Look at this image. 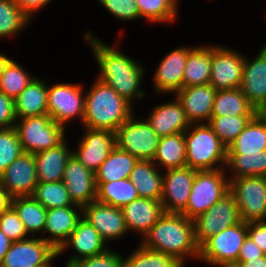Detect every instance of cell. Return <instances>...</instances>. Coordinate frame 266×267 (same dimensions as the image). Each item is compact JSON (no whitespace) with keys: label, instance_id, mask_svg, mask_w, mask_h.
Returning a JSON list of instances; mask_svg holds the SVG:
<instances>
[{"label":"cell","instance_id":"2","mask_svg":"<svg viewBox=\"0 0 266 267\" xmlns=\"http://www.w3.org/2000/svg\"><path fill=\"white\" fill-rule=\"evenodd\" d=\"M138 243L146 249L171 255L182 265L196 264L199 258L193 220L183 214L164 213Z\"/></svg>","mask_w":266,"mask_h":267},{"label":"cell","instance_id":"52","mask_svg":"<svg viewBox=\"0 0 266 267\" xmlns=\"http://www.w3.org/2000/svg\"><path fill=\"white\" fill-rule=\"evenodd\" d=\"M12 241L0 230V264L4 255L8 252Z\"/></svg>","mask_w":266,"mask_h":267},{"label":"cell","instance_id":"38","mask_svg":"<svg viewBox=\"0 0 266 267\" xmlns=\"http://www.w3.org/2000/svg\"><path fill=\"white\" fill-rule=\"evenodd\" d=\"M96 200L114 207L122 208L139 198L136 187L129 178L112 182H96Z\"/></svg>","mask_w":266,"mask_h":267},{"label":"cell","instance_id":"15","mask_svg":"<svg viewBox=\"0 0 266 267\" xmlns=\"http://www.w3.org/2000/svg\"><path fill=\"white\" fill-rule=\"evenodd\" d=\"M82 135L72 148V154L87 169L95 173L116 147L115 132L82 127ZM75 149V150H74Z\"/></svg>","mask_w":266,"mask_h":267},{"label":"cell","instance_id":"37","mask_svg":"<svg viewBox=\"0 0 266 267\" xmlns=\"http://www.w3.org/2000/svg\"><path fill=\"white\" fill-rule=\"evenodd\" d=\"M33 23L13 0H0V42L14 40Z\"/></svg>","mask_w":266,"mask_h":267},{"label":"cell","instance_id":"10","mask_svg":"<svg viewBox=\"0 0 266 267\" xmlns=\"http://www.w3.org/2000/svg\"><path fill=\"white\" fill-rule=\"evenodd\" d=\"M246 237L247 223L244 221L211 236L199 247L198 265L203 263L202 266L204 267L236 262Z\"/></svg>","mask_w":266,"mask_h":267},{"label":"cell","instance_id":"39","mask_svg":"<svg viewBox=\"0 0 266 267\" xmlns=\"http://www.w3.org/2000/svg\"><path fill=\"white\" fill-rule=\"evenodd\" d=\"M123 255V267H181L182 264L166 253L146 249L139 243Z\"/></svg>","mask_w":266,"mask_h":267},{"label":"cell","instance_id":"57","mask_svg":"<svg viewBox=\"0 0 266 267\" xmlns=\"http://www.w3.org/2000/svg\"><path fill=\"white\" fill-rule=\"evenodd\" d=\"M56 259H59L58 255H56L47 265L42 266V267H55V261Z\"/></svg>","mask_w":266,"mask_h":267},{"label":"cell","instance_id":"56","mask_svg":"<svg viewBox=\"0 0 266 267\" xmlns=\"http://www.w3.org/2000/svg\"><path fill=\"white\" fill-rule=\"evenodd\" d=\"M208 267H241L240 263L237 262H229V263H220L213 266Z\"/></svg>","mask_w":266,"mask_h":267},{"label":"cell","instance_id":"46","mask_svg":"<svg viewBox=\"0 0 266 267\" xmlns=\"http://www.w3.org/2000/svg\"><path fill=\"white\" fill-rule=\"evenodd\" d=\"M123 251L112 247L105 252L80 259L72 264L73 267H123Z\"/></svg>","mask_w":266,"mask_h":267},{"label":"cell","instance_id":"36","mask_svg":"<svg viewBox=\"0 0 266 267\" xmlns=\"http://www.w3.org/2000/svg\"><path fill=\"white\" fill-rule=\"evenodd\" d=\"M225 170L229 181L243 176L266 177V150L257 154H227Z\"/></svg>","mask_w":266,"mask_h":267},{"label":"cell","instance_id":"4","mask_svg":"<svg viewBox=\"0 0 266 267\" xmlns=\"http://www.w3.org/2000/svg\"><path fill=\"white\" fill-rule=\"evenodd\" d=\"M186 166L196 170L225 168L227 147L208 123H192L184 132Z\"/></svg>","mask_w":266,"mask_h":267},{"label":"cell","instance_id":"44","mask_svg":"<svg viewBox=\"0 0 266 267\" xmlns=\"http://www.w3.org/2000/svg\"><path fill=\"white\" fill-rule=\"evenodd\" d=\"M100 3V8L107 11L113 19L121 23L143 21L135 0H96Z\"/></svg>","mask_w":266,"mask_h":267},{"label":"cell","instance_id":"55","mask_svg":"<svg viewBox=\"0 0 266 267\" xmlns=\"http://www.w3.org/2000/svg\"><path fill=\"white\" fill-rule=\"evenodd\" d=\"M256 115L266 122V99L265 101L256 109Z\"/></svg>","mask_w":266,"mask_h":267},{"label":"cell","instance_id":"50","mask_svg":"<svg viewBox=\"0 0 266 267\" xmlns=\"http://www.w3.org/2000/svg\"><path fill=\"white\" fill-rule=\"evenodd\" d=\"M264 255L265 253L260 249V247L257 246L252 241V239L247 235V237L244 240V243L240 248L238 259L236 262H245L250 259L260 258Z\"/></svg>","mask_w":266,"mask_h":267},{"label":"cell","instance_id":"18","mask_svg":"<svg viewBox=\"0 0 266 267\" xmlns=\"http://www.w3.org/2000/svg\"><path fill=\"white\" fill-rule=\"evenodd\" d=\"M109 248L98 231L82 218L67 241L57 251V255L61 257L67 251H71L64 264L72 265L80 259L101 254Z\"/></svg>","mask_w":266,"mask_h":267},{"label":"cell","instance_id":"9","mask_svg":"<svg viewBox=\"0 0 266 267\" xmlns=\"http://www.w3.org/2000/svg\"><path fill=\"white\" fill-rule=\"evenodd\" d=\"M241 221H266V177L243 176L229 181Z\"/></svg>","mask_w":266,"mask_h":267},{"label":"cell","instance_id":"41","mask_svg":"<svg viewBox=\"0 0 266 267\" xmlns=\"http://www.w3.org/2000/svg\"><path fill=\"white\" fill-rule=\"evenodd\" d=\"M32 197L47 210L76 205L63 181L38 182Z\"/></svg>","mask_w":266,"mask_h":267},{"label":"cell","instance_id":"23","mask_svg":"<svg viewBox=\"0 0 266 267\" xmlns=\"http://www.w3.org/2000/svg\"><path fill=\"white\" fill-rule=\"evenodd\" d=\"M254 57L246 56L241 91L257 109L266 99V42Z\"/></svg>","mask_w":266,"mask_h":267},{"label":"cell","instance_id":"51","mask_svg":"<svg viewBox=\"0 0 266 267\" xmlns=\"http://www.w3.org/2000/svg\"><path fill=\"white\" fill-rule=\"evenodd\" d=\"M12 206V197L0 183V215Z\"/></svg>","mask_w":266,"mask_h":267},{"label":"cell","instance_id":"19","mask_svg":"<svg viewBox=\"0 0 266 267\" xmlns=\"http://www.w3.org/2000/svg\"><path fill=\"white\" fill-rule=\"evenodd\" d=\"M0 183L12 198L32 196L38 184L34 154L23 152L0 175Z\"/></svg>","mask_w":266,"mask_h":267},{"label":"cell","instance_id":"5","mask_svg":"<svg viewBox=\"0 0 266 267\" xmlns=\"http://www.w3.org/2000/svg\"><path fill=\"white\" fill-rule=\"evenodd\" d=\"M47 79L48 115L66 130L72 122L82 125L85 108L84 83L58 81L54 84Z\"/></svg>","mask_w":266,"mask_h":267},{"label":"cell","instance_id":"16","mask_svg":"<svg viewBox=\"0 0 266 267\" xmlns=\"http://www.w3.org/2000/svg\"><path fill=\"white\" fill-rule=\"evenodd\" d=\"M196 172L187 166L163 171L161 204L165 213L181 214L186 209Z\"/></svg>","mask_w":266,"mask_h":267},{"label":"cell","instance_id":"28","mask_svg":"<svg viewBox=\"0 0 266 267\" xmlns=\"http://www.w3.org/2000/svg\"><path fill=\"white\" fill-rule=\"evenodd\" d=\"M212 44H197L188 53L184 67L183 87L210 83Z\"/></svg>","mask_w":266,"mask_h":267},{"label":"cell","instance_id":"12","mask_svg":"<svg viewBox=\"0 0 266 267\" xmlns=\"http://www.w3.org/2000/svg\"><path fill=\"white\" fill-rule=\"evenodd\" d=\"M212 43L210 85L216 90L237 89L242 83L245 55L243 51Z\"/></svg>","mask_w":266,"mask_h":267},{"label":"cell","instance_id":"14","mask_svg":"<svg viewBox=\"0 0 266 267\" xmlns=\"http://www.w3.org/2000/svg\"><path fill=\"white\" fill-rule=\"evenodd\" d=\"M82 218L98 231L109 247L114 242L117 246L129 234L121 208L95 200L82 207Z\"/></svg>","mask_w":266,"mask_h":267},{"label":"cell","instance_id":"8","mask_svg":"<svg viewBox=\"0 0 266 267\" xmlns=\"http://www.w3.org/2000/svg\"><path fill=\"white\" fill-rule=\"evenodd\" d=\"M135 112L115 131L116 147L138 160L154 159L160 137L147 120ZM139 115V116H137Z\"/></svg>","mask_w":266,"mask_h":267},{"label":"cell","instance_id":"49","mask_svg":"<svg viewBox=\"0 0 266 267\" xmlns=\"http://www.w3.org/2000/svg\"><path fill=\"white\" fill-rule=\"evenodd\" d=\"M247 235L266 254V221L248 222Z\"/></svg>","mask_w":266,"mask_h":267},{"label":"cell","instance_id":"48","mask_svg":"<svg viewBox=\"0 0 266 267\" xmlns=\"http://www.w3.org/2000/svg\"><path fill=\"white\" fill-rule=\"evenodd\" d=\"M18 8L32 21L36 18L38 13L52 4L53 0H13ZM49 4V5H48Z\"/></svg>","mask_w":266,"mask_h":267},{"label":"cell","instance_id":"22","mask_svg":"<svg viewBox=\"0 0 266 267\" xmlns=\"http://www.w3.org/2000/svg\"><path fill=\"white\" fill-rule=\"evenodd\" d=\"M81 219L82 207L79 205L47 210L46 223L41 238L58 251Z\"/></svg>","mask_w":266,"mask_h":267},{"label":"cell","instance_id":"31","mask_svg":"<svg viewBox=\"0 0 266 267\" xmlns=\"http://www.w3.org/2000/svg\"><path fill=\"white\" fill-rule=\"evenodd\" d=\"M152 161L161 171L186 167L184 132L160 137Z\"/></svg>","mask_w":266,"mask_h":267},{"label":"cell","instance_id":"40","mask_svg":"<svg viewBox=\"0 0 266 267\" xmlns=\"http://www.w3.org/2000/svg\"><path fill=\"white\" fill-rule=\"evenodd\" d=\"M17 59L12 58L0 77V91L15 99L35 77Z\"/></svg>","mask_w":266,"mask_h":267},{"label":"cell","instance_id":"53","mask_svg":"<svg viewBox=\"0 0 266 267\" xmlns=\"http://www.w3.org/2000/svg\"><path fill=\"white\" fill-rule=\"evenodd\" d=\"M240 263L241 267H266V254L260 258L250 259Z\"/></svg>","mask_w":266,"mask_h":267},{"label":"cell","instance_id":"30","mask_svg":"<svg viewBox=\"0 0 266 267\" xmlns=\"http://www.w3.org/2000/svg\"><path fill=\"white\" fill-rule=\"evenodd\" d=\"M266 150V122L255 115L227 148V154H257Z\"/></svg>","mask_w":266,"mask_h":267},{"label":"cell","instance_id":"7","mask_svg":"<svg viewBox=\"0 0 266 267\" xmlns=\"http://www.w3.org/2000/svg\"><path fill=\"white\" fill-rule=\"evenodd\" d=\"M228 193L229 178L225 168L197 170L187 207L181 214L193 220L201 213L209 210Z\"/></svg>","mask_w":266,"mask_h":267},{"label":"cell","instance_id":"43","mask_svg":"<svg viewBox=\"0 0 266 267\" xmlns=\"http://www.w3.org/2000/svg\"><path fill=\"white\" fill-rule=\"evenodd\" d=\"M23 153L16 129H0V175Z\"/></svg>","mask_w":266,"mask_h":267},{"label":"cell","instance_id":"21","mask_svg":"<svg viewBox=\"0 0 266 267\" xmlns=\"http://www.w3.org/2000/svg\"><path fill=\"white\" fill-rule=\"evenodd\" d=\"M62 181L74 204L83 207L96 200L95 173L80 163L73 154L66 163Z\"/></svg>","mask_w":266,"mask_h":267},{"label":"cell","instance_id":"42","mask_svg":"<svg viewBox=\"0 0 266 267\" xmlns=\"http://www.w3.org/2000/svg\"><path fill=\"white\" fill-rule=\"evenodd\" d=\"M254 116L255 115L211 116L208 124L221 142L228 148Z\"/></svg>","mask_w":266,"mask_h":267},{"label":"cell","instance_id":"25","mask_svg":"<svg viewBox=\"0 0 266 267\" xmlns=\"http://www.w3.org/2000/svg\"><path fill=\"white\" fill-rule=\"evenodd\" d=\"M217 90L210 84L183 87L175 96L181 102L188 120L192 123H208L213 111Z\"/></svg>","mask_w":266,"mask_h":267},{"label":"cell","instance_id":"26","mask_svg":"<svg viewBox=\"0 0 266 267\" xmlns=\"http://www.w3.org/2000/svg\"><path fill=\"white\" fill-rule=\"evenodd\" d=\"M68 140L67 136L56 147L34 154L38 182L62 181L66 163L73 150Z\"/></svg>","mask_w":266,"mask_h":267},{"label":"cell","instance_id":"13","mask_svg":"<svg viewBox=\"0 0 266 267\" xmlns=\"http://www.w3.org/2000/svg\"><path fill=\"white\" fill-rule=\"evenodd\" d=\"M241 222L234 196L229 192L209 210L193 219L194 236L200 247L211 236Z\"/></svg>","mask_w":266,"mask_h":267},{"label":"cell","instance_id":"20","mask_svg":"<svg viewBox=\"0 0 266 267\" xmlns=\"http://www.w3.org/2000/svg\"><path fill=\"white\" fill-rule=\"evenodd\" d=\"M172 96V100L157 103L142 115L159 137L185 132L191 126L181 102Z\"/></svg>","mask_w":266,"mask_h":267},{"label":"cell","instance_id":"6","mask_svg":"<svg viewBox=\"0 0 266 267\" xmlns=\"http://www.w3.org/2000/svg\"><path fill=\"white\" fill-rule=\"evenodd\" d=\"M14 128L23 152L32 154L56 147L69 136L48 114L17 119Z\"/></svg>","mask_w":266,"mask_h":267},{"label":"cell","instance_id":"11","mask_svg":"<svg viewBox=\"0 0 266 267\" xmlns=\"http://www.w3.org/2000/svg\"><path fill=\"white\" fill-rule=\"evenodd\" d=\"M195 46L179 44L162 56L152 78L154 98L175 95L183 88L184 67L189 51ZM156 96V97H155Z\"/></svg>","mask_w":266,"mask_h":267},{"label":"cell","instance_id":"1","mask_svg":"<svg viewBox=\"0 0 266 267\" xmlns=\"http://www.w3.org/2000/svg\"><path fill=\"white\" fill-rule=\"evenodd\" d=\"M86 29L83 30L81 38L86 42V46H89L91 56L97 64L98 72L95 73L97 74L95 78L112 87L136 108L137 103L146 99L148 95L146 89L143 88L146 86L143 83H146L144 80H146L148 67L142 61L126 55L124 50H121L122 42L120 41L126 30L124 28L118 30V39L116 38L111 45L103 41L104 39H100L91 29Z\"/></svg>","mask_w":266,"mask_h":267},{"label":"cell","instance_id":"58","mask_svg":"<svg viewBox=\"0 0 266 267\" xmlns=\"http://www.w3.org/2000/svg\"><path fill=\"white\" fill-rule=\"evenodd\" d=\"M63 267H73L72 265H63Z\"/></svg>","mask_w":266,"mask_h":267},{"label":"cell","instance_id":"35","mask_svg":"<svg viewBox=\"0 0 266 267\" xmlns=\"http://www.w3.org/2000/svg\"><path fill=\"white\" fill-rule=\"evenodd\" d=\"M225 115H256V109L240 88L217 90L211 116Z\"/></svg>","mask_w":266,"mask_h":267},{"label":"cell","instance_id":"32","mask_svg":"<svg viewBox=\"0 0 266 267\" xmlns=\"http://www.w3.org/2000/svg\"><path fill=\"white\" fill-rule=\"evenodd\" d=\"M140 17L148 24L174 25L179 20L180 0H135ZM174 23V24H173Z\"/></svg>","mask_w":266,"mask_h":267},{"label":"cell","instance_id":"29","mask_svg":"<svg viewBox=\"0 0 266 267\" xmlns=\"http://www.w3.org/2000/svg\"><path fill=\"white\" fill-rule=\"evenodd\" d=\"M139 197L160 200L162 198L163 171L150 160H138L129 176Z\"/></svg>","mask_w":266,"mask_h":267},{"label":"cell","instance_id":"45","mask_svg":"<svg viewBox=\"0 0 266 267\" xmlns=\"http://www.w3.org/2000/svg\"><path fill=\"white\" fill-rule=\"evenodd\" d=\"M0 230L12 241H20L29 238L24 224L18 213L11 206L0 215Z\"/></svg>","mask_w":266,"mask_h":267},{"label":"cell","instance_id":"24","mask_svg":"<svg viewBox=\"0 0 266 267\" xmlns=\"http://www.w3.org/2000/svg\"><path fill=\"white\" fill-rule=\"evenodd\" d=\"M129 235L142 237L165 213L160 200L139 197L121 208ZM131 233V234H130Z\"/></svg>","mask_w":266,"mask_h":267},{"label":"cell","instance_id":"33","mask_svg":"<svg viewBox=\"0 0 266 267\" xmlns=\"http://www.w3.org/2000/svg\"><path fill=\"white\" fill-rule=\"evenodd\" d=\"M12 207L18 213L25 230L31 237H42L47 217V209L32 196L12 198Z\"/></svg>","mask_w":266,"mask_h":267},{"label":"cell","instance_id":"34","mask_svg":"<svg viewBox=\"0 0 266 267\" xmlns=\"http://www.w3.org/2000/svg\"><path fill=\"white\" fill-rule=\"evenodd\" d=\"M138 159L115 147L95 172L96 182H112L127 179Z\"/></svg>","mask_w":266,"mask_h":267},{"label":"cell","instance_id":"27","mask_svg":"<svg viewBox=\"0 0 266 267\" xmlns=\"http://www.w3.org/2000/svg\"><path fill=\"white\" fill-rule=\"evenodd\" d=\"M43 77L36 75L14 99L17 119L48 114L47 78Z\"/></svg>","mask_w":266,"mask_h":267},{"label":"cell","instance_id":"54","mask_svg":"<svg viewBox=\"0 0 266 267\" xmlns=\"http://www.w3.org/2000/svg\"><path fill=\"white\" fill-rule=\"evenodd\" d=\"M12 59V57L6 55L4 52L0 51V77L2 72L4 71L5 66L7 63Z\"/></svg>","mask_w":266,"mask_h":267},{"label":"cell","instance_id":"3","mask_svg":"<svg viewBox=\"0 0 266 267\" xmlns=\"http://www.w3.org/2000/svg\"><path fill=\"white\" fill-rule=\"evenodd\" d=\"M136 109V110H135ZM137 108L112 87L94 78L85 89V108L81 127L116 131Z\"/></svg>","mask_w":266,"mask_h":267},{"label":"cell","instance_id":"17","mask_svg":"<svg viewBox=\"0 0 266 267\" xmlns=\"http://www.w3.org/2000/svg\"><path fill=\"white\" fill-rule=\"evenodd\" d=\"M57 251L41 237H29L12 242L0 267H42L47 265Z\"/></svg>","mask_w":266,"mask_h":267},{"label":"cell","instance_id":"47","mask_svg":"<svg viewBox=\"0 0 266 267\" xmlns=\"http://www.w3.org/2000/svg\"><path fill=\"white\" fill-rule=\"evenodd\" d=\"M16 121L14 99L0 91V129L14 127Z\"/></svg>","mask_w":266,"mask_h":267}]
</instances>
